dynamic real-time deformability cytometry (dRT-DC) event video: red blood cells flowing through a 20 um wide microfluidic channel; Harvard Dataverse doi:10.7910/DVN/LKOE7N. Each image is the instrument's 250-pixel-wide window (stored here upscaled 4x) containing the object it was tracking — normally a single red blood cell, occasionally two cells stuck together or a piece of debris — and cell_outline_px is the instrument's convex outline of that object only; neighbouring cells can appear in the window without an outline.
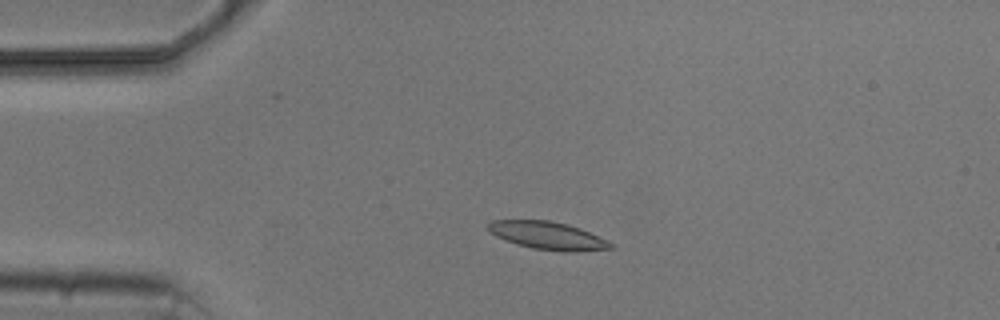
{"species": "common noctule bat (a hibernating species)", "species_latin": "Nyctalus noctula", "temperature_condition": "cold", "stored_images_in_passage": 5, "camera_frame_rate_fps": 3000, "um_per_image_px": 0.085, "animal": {"sex": "male", "body_mass_g": 20.5, "forearm_length_mm": 52.5}, "frame": {"image": 1, "passage_image": 3, "time_ms": 2.333, "image_size_px": [1000, 320], "cell_outline_px": [[616, 248], [576, 252], [564, 252], [532, 248], [516, 244], [496, 236], [484, 228], [484, 224], [492, 220], [548, 220], [568, 224], [580, 228], [616, 244]], "centroid_in_image_um": [46.55, 20.03], "position_along_channel_um": 38.4, "area_um2": 20.23}}
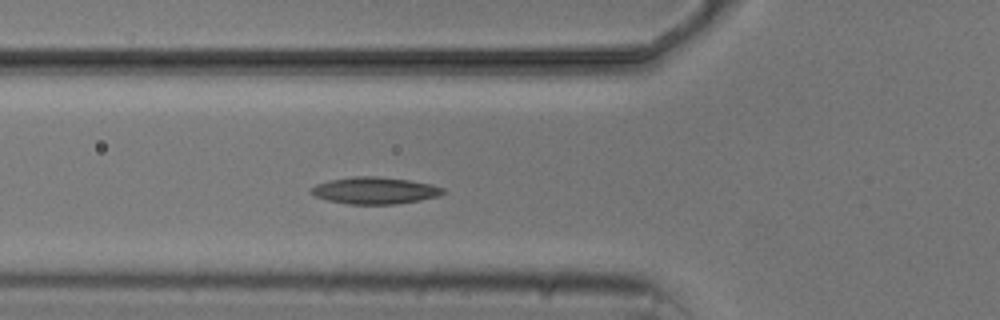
{"frame": {"image": 2, "passage_image": 5, "time_ms": 4.667, "image_size_px": [1000, 320], "cell_outline_px": [[444, 192], [436, 196], [420, 200], [396, 204], [348, 204], [328, 200], [316, 196], [312, 192], [312, 188], [316, 184], [328, 180], [356, 176], [376, 176], [408, 180], [432, 184], [444, 188]], "centroid_in_image_um": [31.86, 16.19], "position_along_channel_um": 93.9, "area_um2": 20.4}}